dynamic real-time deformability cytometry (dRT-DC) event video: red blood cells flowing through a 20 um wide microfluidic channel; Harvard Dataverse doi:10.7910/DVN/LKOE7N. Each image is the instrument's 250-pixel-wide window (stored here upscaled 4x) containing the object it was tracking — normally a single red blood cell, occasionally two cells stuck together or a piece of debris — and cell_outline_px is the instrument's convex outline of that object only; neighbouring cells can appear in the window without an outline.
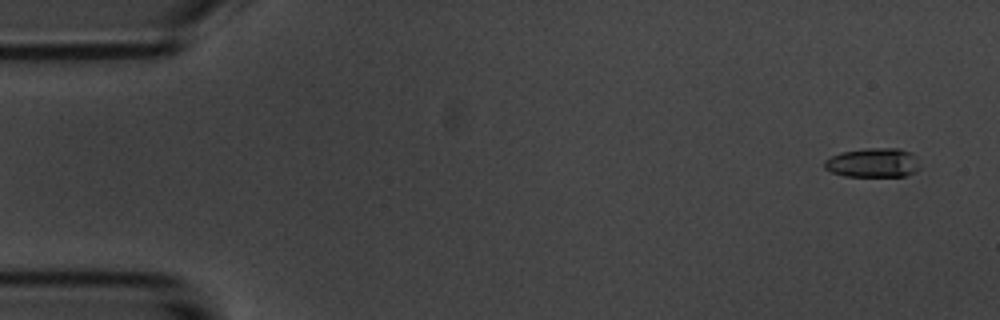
{"species": "common noctule bat (a hibernating species)", "species_latin": "Nyctalus noctula", "temperature_condition": "room temperature", "stored_images_in_passage": 4, "camera_frame_rate_fps": 3000, "um_per_image_px": 0.085, "animal": {"sex": "male", "body_mass_g": 20.1, "forearm_length_mm": 53.5}, "frame": {"image": 1, "passage_image": 1, "time_ms": 0.0, "image_size_px": [1000, 320], "cell_outline_px": [[920, 168], [916, 172], [904, 176], [844, 176], [832, 172], [824, 168], [824, 160], [840, 152], [864, 148], [900, 148], [912, 152], [916, 156]], "centroid_in_image_um": [74.23, 13.82], "position_along_channel_um": 10.8, "area_um2": 16.53}}
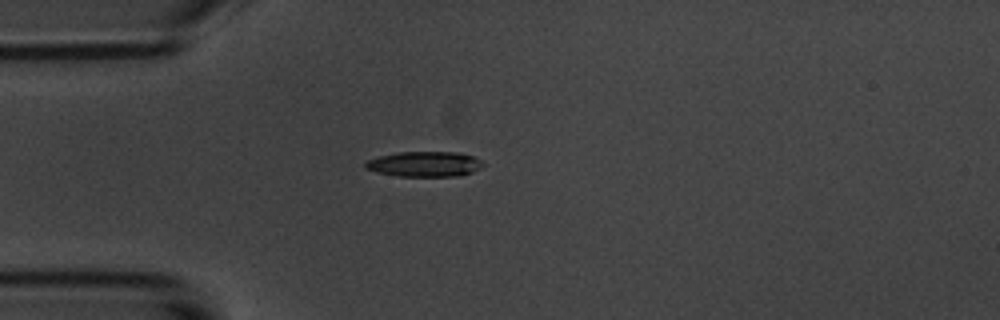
{"frame": {"image": 2, "passage_image": 4, "time_ms": 4.0, "image_size_px": [1000, 320], "cell_outline_px": [[484, 164], [480, 168], [472, 172], [456, 176], [400, 176], [376, 172], [364, 168], [364, 164], [368, 160], [380, 156], [400, 152], [460, 152], [476, 156]], "centroid_in_image_um": [36.11, 13.94], "position_along_channel_um": 48.9, "area_um2": 17.28}}